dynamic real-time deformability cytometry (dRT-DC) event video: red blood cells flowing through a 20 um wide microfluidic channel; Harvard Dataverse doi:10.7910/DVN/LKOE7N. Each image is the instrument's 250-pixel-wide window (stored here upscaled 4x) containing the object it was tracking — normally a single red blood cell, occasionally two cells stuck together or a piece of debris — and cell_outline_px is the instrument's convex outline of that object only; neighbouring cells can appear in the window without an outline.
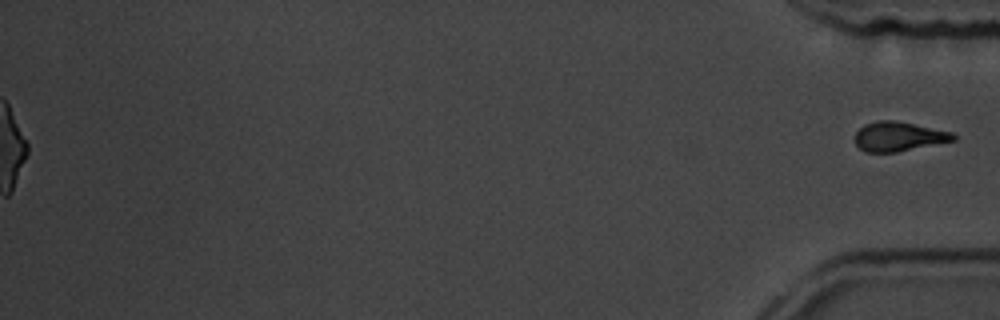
{"species": "common noctule bat (a hibernating species)", "species_latin": "Nyctalus noctula", "temperature_condition": "room temperature", "stored_images_in_passage": 46, "segment_of_instrument_passage": [2, 2], "camera_frame_rate_fps": 3000, "um_per_image_px": 0.085, "animal": {"sex": "male", "body_mass_g": 19.5, "forearm_length_mm": 54.6}, "frame": {"image": 1, "passage_image": 46, "time_ms": 15.0, "image_size_px": [1000, 320], "cell_outline_px": [[956, 140], [896, 152], [864, 152], [856, 144], [856, 132], [864, 124], [876, 120], [896, 120], [952, 132], [956, 136]], "centroid_in_image_um": [76.38, 11.59], "position_along_channel_um": 358.8, "area_um2": 16.82}}